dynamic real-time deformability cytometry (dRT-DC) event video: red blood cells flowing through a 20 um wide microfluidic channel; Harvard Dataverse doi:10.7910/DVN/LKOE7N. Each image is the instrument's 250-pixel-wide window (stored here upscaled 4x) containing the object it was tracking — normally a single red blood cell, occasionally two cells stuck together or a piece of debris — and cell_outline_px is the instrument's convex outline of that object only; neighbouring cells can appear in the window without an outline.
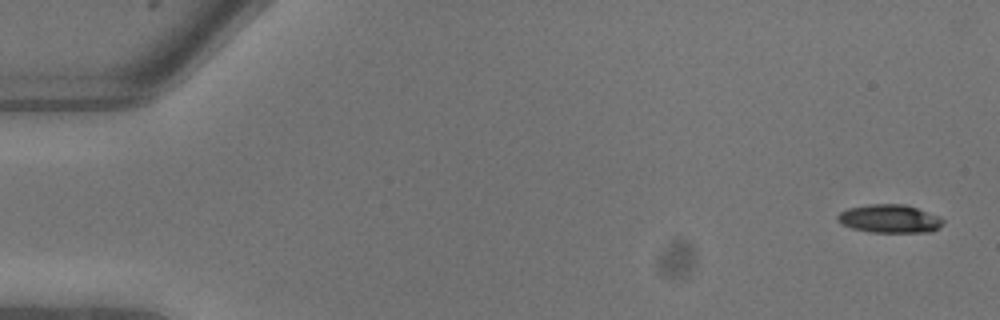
{"species": "common noctule bat (a hibernating species)", "species_latin": "Nyctalus noctula", "temperature_condition": "warm", "stored_images_in_passage": 10, "camera_frame_rate_fps": 3000, "um_per_image_px": 0.085, "animal": {"sex": "male", "body_mass_g": 13.3}, "frame": {"image": 1, "passage_image": 1, "time_ms": 0.0, "image_size_px": [1000, 320], "cell_outline_px": [[944, 224], [940, 228], [932, 232], [868, 232], [852, 228], [840, 224], [836, 220], [836, 216], [840, 212], [848, 208], [868, 204], [904, 204], [940, 216], [944, 220]], "centroid_in_image_um": [75.61, 18.6], "position_along_channel_um": 9.4, "area_um2": 17.63}}
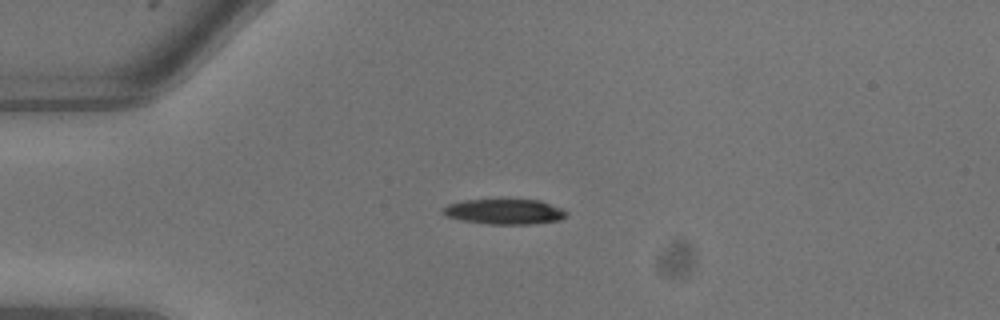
{"frame": {"image": 2, "passage_image": 6, "time_ms": 1.667, "image_size_px": [1000, 320], "cell_outline_px": [[568, 212], [560, 220], [532, 224], [488, 224], [460, 220], [448, 216], [440, 212], [448, 204], [464, 200], [540, 200], [560, 208]], "centroid_in_image_um": [42.86, 17.99], "position_along_channel_um": 42.1, "area_um2": 17.98}}
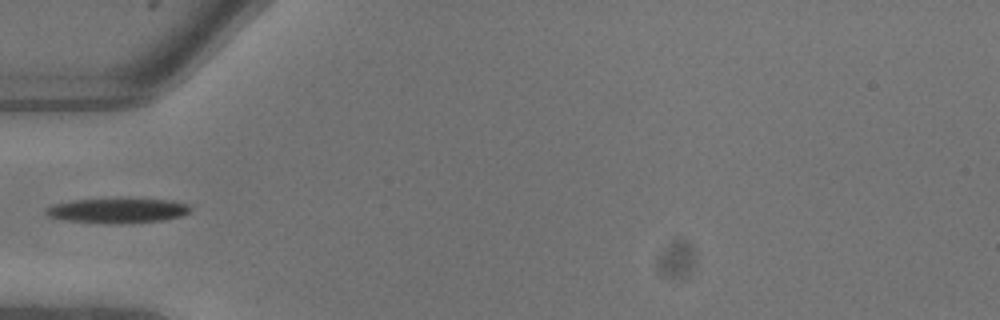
{"frame": {"image": 3, "passage_image": 8, "time_ms": 2.333, "image_size_px": [1000, 320], "cell_outline_px": [[188, 212], [180, 216], [160, 220], [120, 224], [104, 224], [60, 220], [48, 216], [44, 212], [44, 208], [56, 204], [72, 200], [172, 200], [188, 204]], "centroid_in_image_um": [9.89, 17.93], "position_along_channel_um": 75.1, "area_um2": 20.52}}